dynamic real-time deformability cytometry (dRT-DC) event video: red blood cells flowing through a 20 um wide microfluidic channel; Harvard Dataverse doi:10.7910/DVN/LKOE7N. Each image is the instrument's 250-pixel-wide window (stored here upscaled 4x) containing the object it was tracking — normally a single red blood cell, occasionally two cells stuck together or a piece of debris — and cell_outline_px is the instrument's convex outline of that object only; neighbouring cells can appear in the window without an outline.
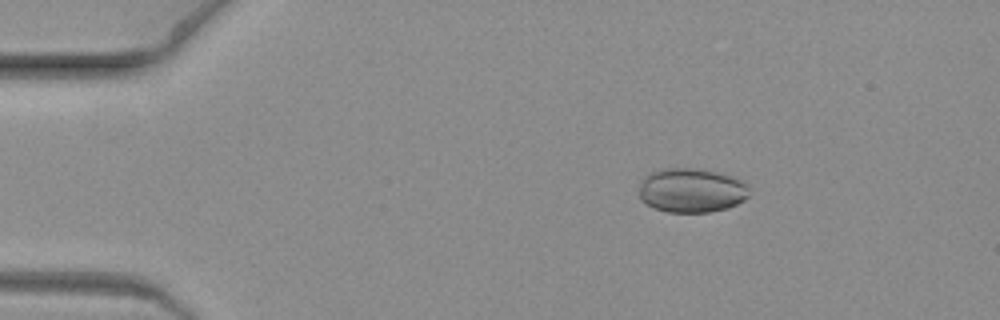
{"species": "common noctule bat (a hibernating species)", "species_latin": "Nyctalus noctula", "temperature_condition": "warm", "stored_images_in_passage": 4, "camera_frame_rate_fps": 3000, "um_per_image_px": 0.085, "animal": {"sex": "female", "body_mass_g": 19.3, "forearm_length_mm": 54.1}, "frame": {"image": 1, "passage_image": 1, "time_ms": 0.0, "image_size_px": [1000, 320], "cell_outline_px": [[748, 196], [744, 200], [728, 208], [708, 212], [668, 212], [656, 208], [640, 200], [640, 184], [652, 172], [664, 168], [688, 168], [712, 172], [728, 176], [740, 180], [748, 184]], "centroid_in_image_um": [58.78, 16.2], "position_along_channel_um": 26.2, "area_um2": 27.86}}